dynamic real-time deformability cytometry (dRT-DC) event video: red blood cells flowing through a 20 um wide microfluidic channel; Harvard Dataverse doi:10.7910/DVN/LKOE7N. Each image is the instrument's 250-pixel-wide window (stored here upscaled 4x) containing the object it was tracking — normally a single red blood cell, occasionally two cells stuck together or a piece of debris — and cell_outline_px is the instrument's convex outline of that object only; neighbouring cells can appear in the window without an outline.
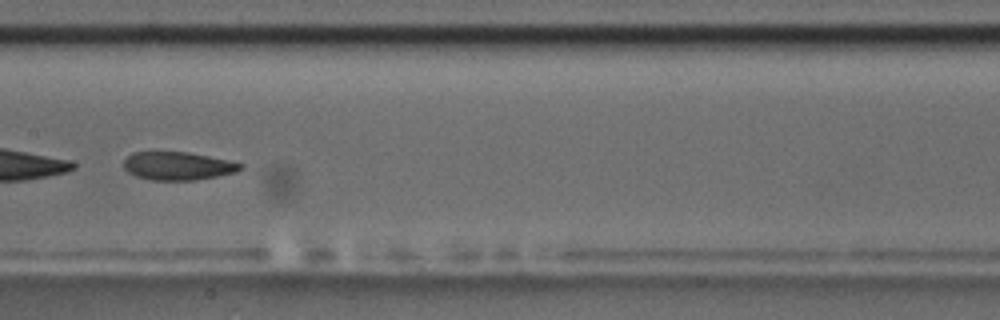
{"species": "common noctule bat (a hibernating species)", "species_latin": "Nyctalus noctula", "temperature_condition": "room temperature", "stored_images_in_passage": 11, "camera_frame_rate_fps": 3000, "um_per_image_px": 0.085, "animal": {"sex": "male", "body_mass_g": 17.5, "forearm_length_mm": 52.3}, "frame": {"image": 1, "passage_image": 8, "time_ms": 9.0, "image_size_px": [1000, 320], "cell_outline_px": [[244, 168], [236, 172], [196, 180], [152, 180], [136, 176], [128, 172], [124, 168], [124, 160], [132, 152], [188, 152], [228, 160], [244, 164]], "centroid_in_image_um": [15.13, 14.1], "position_along_channel_um": 192.3, "area_um2": 19.13}}